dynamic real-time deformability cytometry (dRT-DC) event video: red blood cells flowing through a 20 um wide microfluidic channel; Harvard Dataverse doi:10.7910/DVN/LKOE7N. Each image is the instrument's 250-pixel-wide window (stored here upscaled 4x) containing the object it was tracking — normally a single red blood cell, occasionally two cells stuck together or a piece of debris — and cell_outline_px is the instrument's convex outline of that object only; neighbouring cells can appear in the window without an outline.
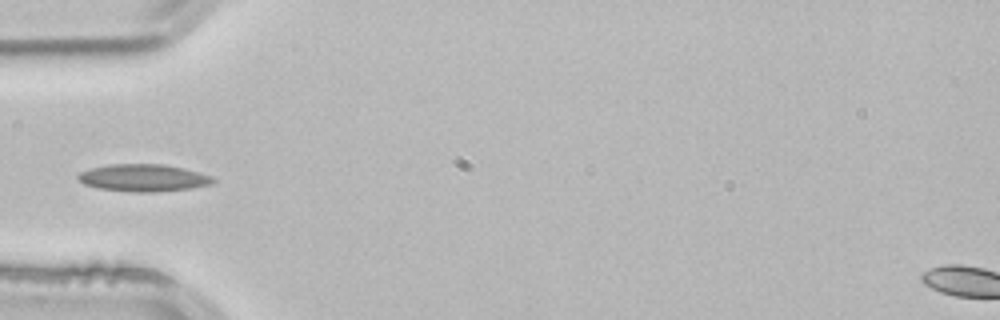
{"species": "common noctule bat (a hibernating species)", "species_latin": "Nyctalus noctula", "temperature_condition": "room temperature", "stored_images_in_passage": 3, "camera_frame_rate_fps": 3000, "um_per_image_px": 0.085, "animal": {"sex": "male", "body_mass_g": 21.5, "forearm_length_mm": 52.0}, "frame": {"image": 1, "passage_image": 3, "time_ms": 0.667, "image_size_px": [1000, 320], "cell_outline_px": [[216, 180], [212, 184], [188, 188], [156, 192], [136, 192], [100, 188], [84, 184], [76, 176], [80, 172], [92, 168], [108, 164], [164, 164], [184, 168], [212, 176]], "centroid_in_image_um": [12.2, 15.11], "position_along_channel_um": 72.8, "area_um2": 21.27}}